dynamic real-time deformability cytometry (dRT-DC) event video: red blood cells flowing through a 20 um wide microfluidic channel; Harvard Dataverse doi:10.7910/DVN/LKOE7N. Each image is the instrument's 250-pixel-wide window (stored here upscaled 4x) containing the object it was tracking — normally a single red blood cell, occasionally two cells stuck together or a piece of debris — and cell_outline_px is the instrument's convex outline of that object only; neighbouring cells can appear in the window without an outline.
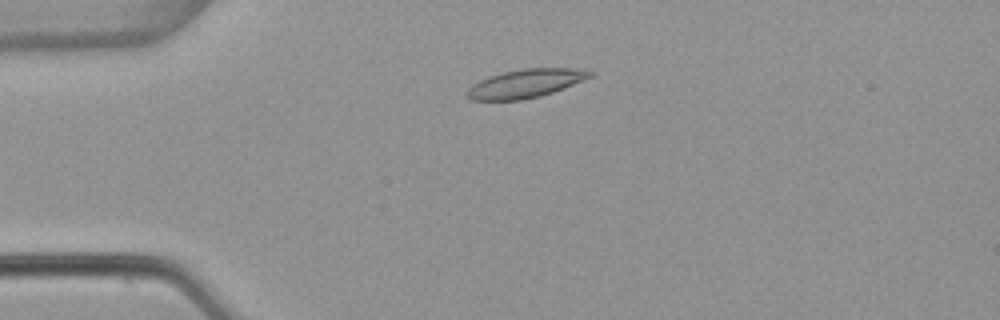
{"species": "common noctule bat (a hibernating species)", "species_latin": "Nyctalus noctula", "temperature_condition": "warm", "stored_images_in_passage": 49, "camera_frame_rate_fps": 3000, "um_per_image_px": 0.085, "animal": {"sex": "female", "body_mass_g": 22.7, "forearm_length_mm": 54.2}, "frame": {"image": 1, "passage_image": 9, "time_ms": 2.667, "image_size_px": [1000, 320], "cell_outline_px": [[596, 72], [592, 76], [584, 80], [552, 92], [540, 96], [520, 100], [472, 100], [468, 96], [468, 88], [472, 84], [488, 76], [504, 72], [524, 68], [572, 68]], "centroid_in_image_um": [44.68, 7.09], "position_along_channel_um": 40.3, "area_um2": 20.23}}
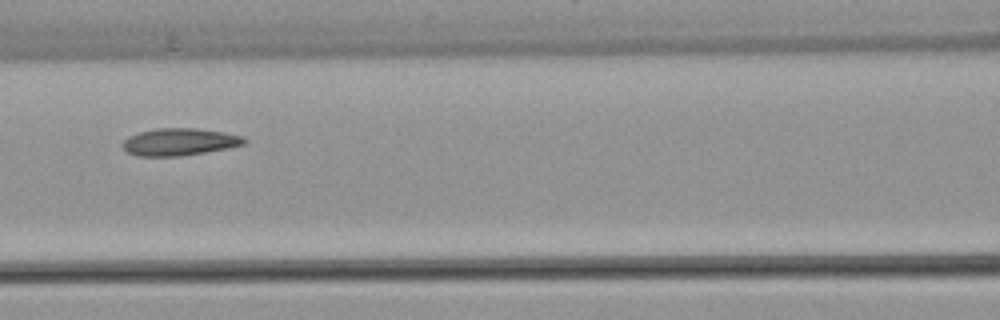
{"frame": {"image": 2, "passage_image": 20, "time_ms": 6.333, "image_size_px": [1000, 320], "cell_outline_px": [[248, 140], [244, 144], [228, 148], [180, 156], [136, 156], [128, 152], [120, 144], [128, 136], [140, 132], [156, 128], [196, 128], [244, 136]], "centroid_in_image_um": [15.23, 12.06], "position_along_channel_um": 151.4, "area_um2": 19.25}}
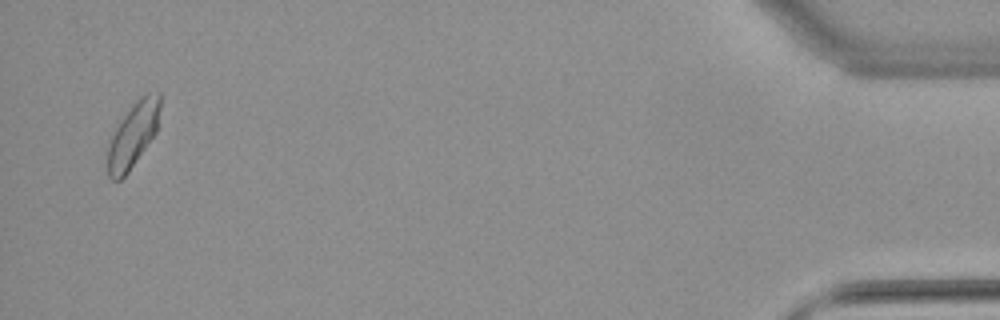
{"frame": {"image": 3, "passage_image": 48, "time_ms": 15.667, "image_size_px": [1000, 320], "cell_outline_px": [[160, 108], [156, 132], [128, 172], [120, 180], [112, 180], [108, 176], [108, 144], [120, 120], [132, 104], [136, 100], [148, 92], [160, 92]], "centroid_in_image_um": [11.31, 11.44], "position_along_channel_um": 423.9, "area_um2": 19.54}, "authors_computed_cell_mechanics": {"area_um2": 19.3052, "velocity_mm_per_s": 3.8365, "shape_relaxation_time_tau1_ms": 8.3415, "shape_relaxation_time_tau2_ms": 5.2642, "deformation_change_tau1": 0.1907, "deformation_change_tau2": 0.0997}}